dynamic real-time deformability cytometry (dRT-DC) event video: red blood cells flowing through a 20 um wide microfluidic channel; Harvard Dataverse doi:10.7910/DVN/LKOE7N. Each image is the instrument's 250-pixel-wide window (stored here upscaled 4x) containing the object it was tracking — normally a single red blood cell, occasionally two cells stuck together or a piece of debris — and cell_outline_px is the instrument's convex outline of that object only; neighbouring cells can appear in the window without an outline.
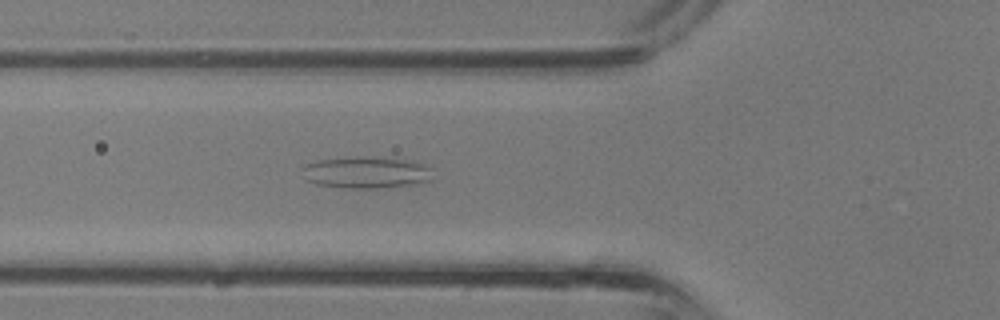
{"species": "common noctule bat (a hibernating species)", "species_latin": "Nyctalus noctula", "temperature_condition": "room temperature", "stored_images_in_passage": 35, "camera_frame_rate_fps": 3000, "um_per_image_px": 0.085, "animal": {"sex": "male", "body_mass_g": 13.3}, "frame": {"image": 1, "passage_image": 11, "time_ms": 3.333, "image_size_px": [1000, 320], "cell_outline_px": [[432, 180], [420, 184], [380, 188], [344, 188], [316, 184], [304, 180], [300, 168], [308, 164], [320, 160], [360, 156], [404, 160], [420, 164], [428, 168]], "centroid_in_image_um": [31.06, 14.68], "position_along_channel_um": 94.7, "area_um2": 23.99}}
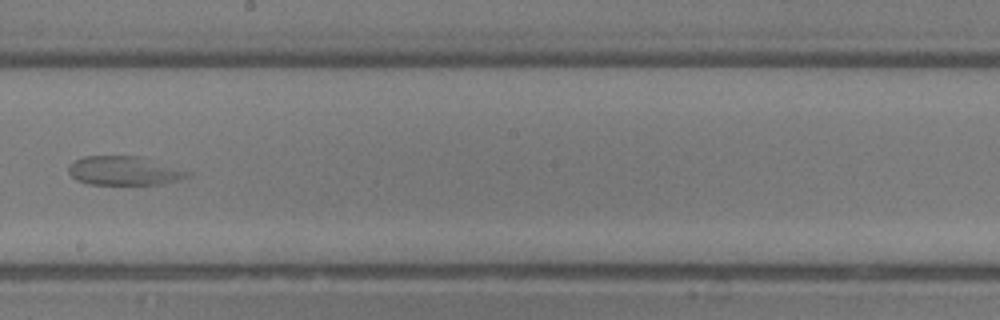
{"frame": {"image": 2, "passage_image": 19, "time_ms": 6.0, "image_size_px": [1000, 320], "cell_outline_px": [[192, 172], [188, 176], [156, 184], [88, 184], [76, 180], [68, 172], [68, 168], [76, 160], [84, 156], [140, 156]], "centroid_in_image_um": [10.5, 14.5], "position_along_channel_um": 237.7, "area_um2": 19.65}}
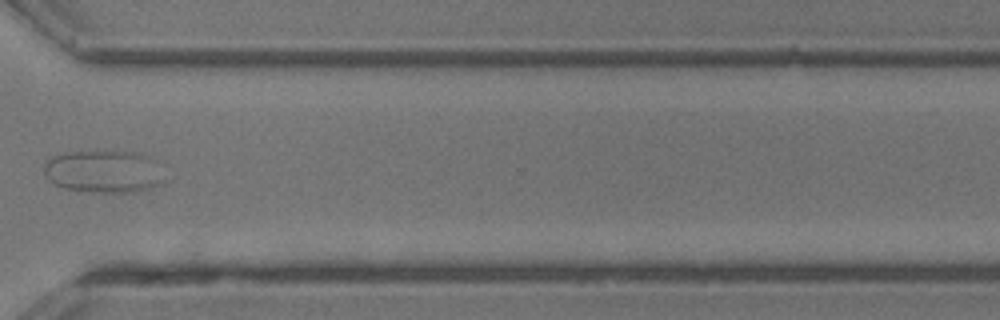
{"frame": {"image": 3, "passage_image": 26, "time_ms": 8.333, "image_size_px": [1000, 320], "cell_outline_px": [[168, 180], [160, 184], [148, 188], [132, 192], [92, 192], [60, 188], [52, 184], [48, 180], [44, 172], [44, 164], [52, 156], [68, 152], [136, 152], [152, 156], [160, 160]], "centroid_in_image_um": [8.9, 14.58], "position_along_channel_um": 361.7, "area_um2": 30.63}}